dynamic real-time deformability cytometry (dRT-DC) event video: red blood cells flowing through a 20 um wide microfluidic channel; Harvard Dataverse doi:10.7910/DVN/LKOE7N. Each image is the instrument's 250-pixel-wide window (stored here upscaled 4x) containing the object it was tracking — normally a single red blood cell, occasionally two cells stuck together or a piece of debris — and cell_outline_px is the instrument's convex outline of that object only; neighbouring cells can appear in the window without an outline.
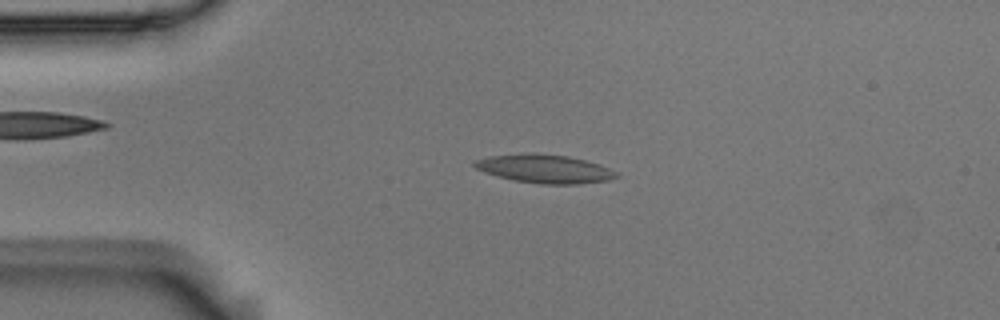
{"species": "Egyptian fruit bat (a non-hibernating species)", "species_latin": "Rousettus aegyptiacus", "temperature_condition": "room temperature", "stored_images_in_passage": 41, "camera_frame_rate_fps": 3000, "um_per_image_px": 0.085, "animal": {"sex": "male"}, "frame": {"image": 1, "passage_image": 11, "time_ms": 3.333, "image_size_px": [1000, 320], "cell_outline_px": [[620, 176], [608, 180], [576, 184], [540, 184], [512, 180], [484, 172], [476, 168], [472, 164], [476, 160], [488, 156], [568, 156], [584, 160], [620, 172]], "centroid_in_image_um": [46.35, 14.41], "position_along_channel_um": 38.6, "area_um2": 22.43}}
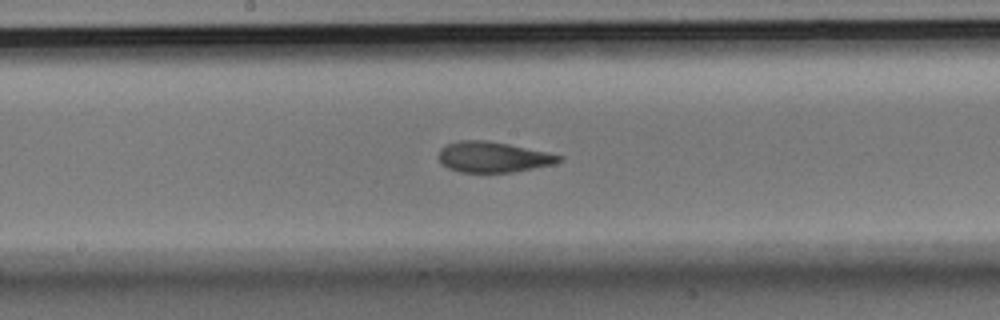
{"frame": {"image": 2, "passage_image": 27, "time_ms": 8.667, "image_size_px": [1000, 320], "cell_outline_px": [[564, 156], [556, 164], [512, 172], [460, 172], [448, 168], [440, 160], [440, 148], [448, 144], [460, 140], [488, 140], [508, 144]], "centroid_in_image_um": [41.93, 13.35], "position_along_channel_um": 206.3, "area_um2": 21.21}}
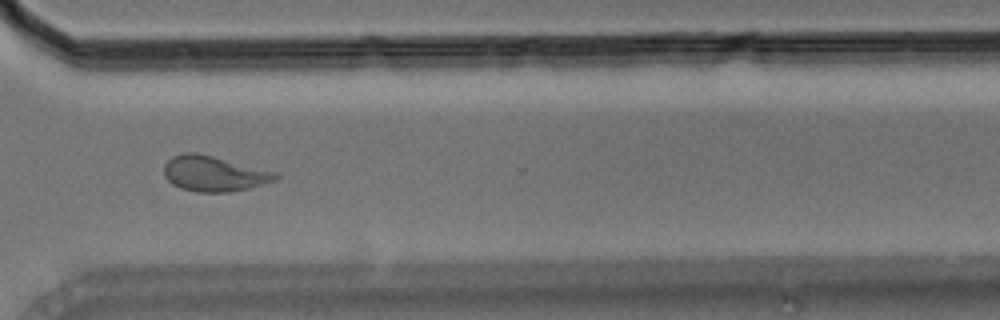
{"frame": {"image": 3, "passage_image": 39, "time_ms": 12.667, "image_size_px": [1000, 320], "cell_outline_px": [[280, 176], [276, 180], [248, 188], [228, 192], [196, 192], [180, 188], [172, 184], [164, 176], [164, 164], [172, 156], [184, 152], [196, 152], [276, 172]], "centroid_in_image_um": [18.15, 14.76], "position_along_channel_um": 352.5, "area_um2": 22.89}, "authors_computed_cell_mechanics": {"area_um2": 22.1374, "velocity_mm_per_s": 3.659, "shape_relaxation_time_tau1_ms": 6.8446, "shape_relaxation_time_tau2_ms": 2.1401, "deformation_change_tau1": 0.1932, "deformation_change_tau2": 0.0894}}